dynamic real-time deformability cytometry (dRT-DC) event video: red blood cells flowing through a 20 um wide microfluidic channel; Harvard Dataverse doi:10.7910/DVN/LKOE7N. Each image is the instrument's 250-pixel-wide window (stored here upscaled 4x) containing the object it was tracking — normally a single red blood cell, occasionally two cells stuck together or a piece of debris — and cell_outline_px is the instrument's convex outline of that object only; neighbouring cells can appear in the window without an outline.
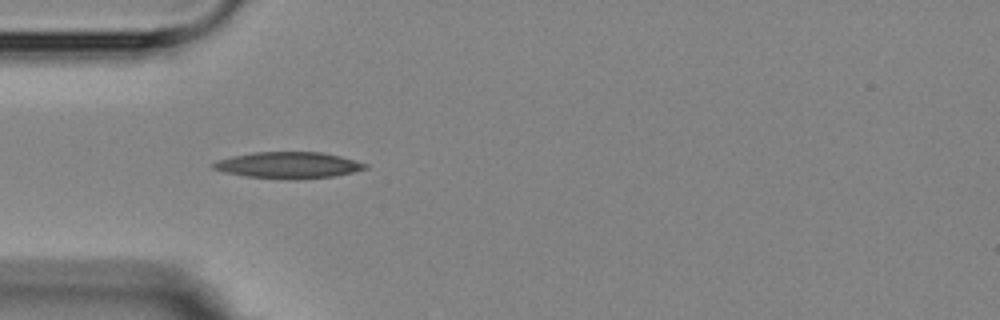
{"species": "Egyptian fruit bat (a non-hibernating species)", "species_latin": "Rousettus aegyptiacus", "temperature_condition": "room temperature", "stored_images_in_passage": 5, "camera_frame_rate_fps": 3000, "um_per_image_px": 0.085, "animal": {"sex": "female"}, "frame": {"image": 1, "passage_image": 5, "time_ms": 4.667, "image_size_px": [1000, 320], "cell_outline_px": [[368, 168], [352, 172], [332, 176], [296, 180], [288, 180], [248, 176], [224, 172], [212, 168], [212, 164], [216, 160], [232, 156], [252, 152], [320, 152], [340, 156], [368, 164]], "centroid_in_image_um": [24.49, 14.04], "position_along_channel_um": 60.5, "area_um2": 23.35}}